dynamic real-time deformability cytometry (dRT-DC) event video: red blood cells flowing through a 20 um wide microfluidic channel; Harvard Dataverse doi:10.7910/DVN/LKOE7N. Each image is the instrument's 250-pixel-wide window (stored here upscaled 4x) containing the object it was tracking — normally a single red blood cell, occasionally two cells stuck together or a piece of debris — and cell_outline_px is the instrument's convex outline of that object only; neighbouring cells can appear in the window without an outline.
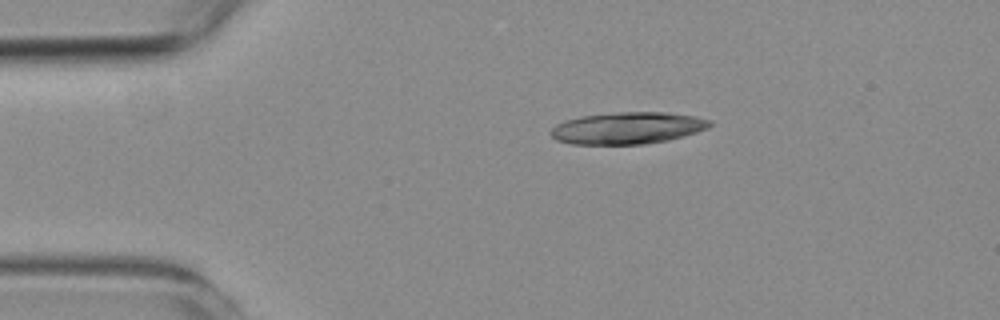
{"species": "common noctule bat (a hibernating species)", "species_latin": "Nyctalus noctula", "temperature_condition": "room temperature", "stored_images_in_passage": 44, "camera_frame_rate_fps": 3000, "um_per_image_px": 0.085, "animal": {"sex": "female", "body_mass_g": 19.3, "forearm_length_mm": 54.1}, "frame": {"image": 1, "passage_image": 1, "time_ms": 0.0, "image_size_px": [1000, 320], "cell_outline_px": [[712, 124], [708, 128], [684, 136], [668, 140], [644, 144], [572, 144], [556, 140], [548, 132], [556, 124], [564, 120], [580, 116], [620, 112], [668, 112], [696, 116], [712, 120]], "centroid_in_image_um": [53.34, 10.88], "position_along_channel_um": 31.7, "area_um2": 29.71}}